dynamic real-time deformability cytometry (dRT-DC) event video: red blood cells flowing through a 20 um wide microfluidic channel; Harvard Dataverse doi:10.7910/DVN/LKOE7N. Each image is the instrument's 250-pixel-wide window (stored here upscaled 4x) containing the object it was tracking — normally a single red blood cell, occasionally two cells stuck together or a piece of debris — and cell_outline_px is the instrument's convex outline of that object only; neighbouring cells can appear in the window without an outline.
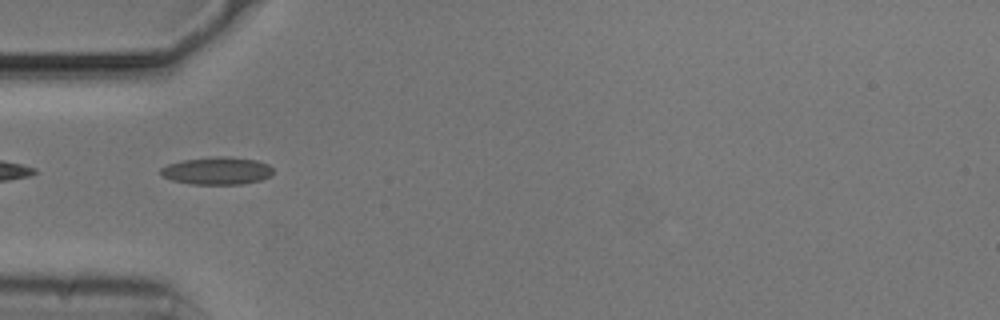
{"species": "common noctule bat (a hibernating species)", "species_latin": "Nyctalus noctula", "temperature_condition": "cold", "stored_images_in_passage": 3, "camera_frame_rate_fps": 3000, "um_per_image_px": 0.085, "animal": {"sex": "male", "body_mass_g": 20.5, "forearm_length_mm": 52.5}, "frame": {"image": 1, "passage_image": 1, "time_ms": 0.0, "image_size_px": [1000, 320], "cell_outline_px": [[272, 172], [268, 176], [260, 180], [240, 184], [192, 184], [172, 180], [160, 176], [160, 168], [168, 164], [184, 160], [216, 156], [224, 156], [256, 160], [268, 164], [272, 168]], "centroid_in_image_um": [18.4, 14.51], "position_along_channel_um": 66.6, "area_um2": 17.92}}